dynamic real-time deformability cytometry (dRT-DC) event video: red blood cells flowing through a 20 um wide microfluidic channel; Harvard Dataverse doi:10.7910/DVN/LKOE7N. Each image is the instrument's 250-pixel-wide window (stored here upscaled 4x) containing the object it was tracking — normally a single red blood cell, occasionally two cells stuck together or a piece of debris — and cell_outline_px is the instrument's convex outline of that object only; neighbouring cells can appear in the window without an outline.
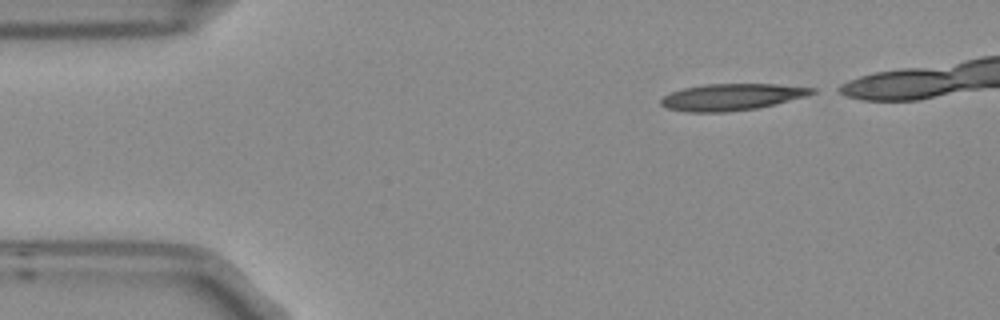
{"species": "Egyptian fruit bat (a non-hibernating species)", "species_latin": "Rousettus aegyptiacus", "temperature_condition": "room temperature", "stored_images_in_passage": 4, "segment_of_instrument_passage": [1, 2], "camera_frame_rate_fps": 3000, "um_per_image_px": 0.085, "frame": {"image": 1, "passage_image": 1, "time_ms": 0.0, "image_size_px": [1000, 320], "cell_outline_px": [[816, 92], [808, 96], [756, 108], [724, 112], [688, 112], [668, 108], [660, 104], [660, 100], [664, 96], [672, 92], [684, 88], [704, 84], [776, 84], [816, 88]], "centroid_in_image_um": [62.21, 8.24], "position_along_channel_um": 22.8, "area_um2": 23.29}}